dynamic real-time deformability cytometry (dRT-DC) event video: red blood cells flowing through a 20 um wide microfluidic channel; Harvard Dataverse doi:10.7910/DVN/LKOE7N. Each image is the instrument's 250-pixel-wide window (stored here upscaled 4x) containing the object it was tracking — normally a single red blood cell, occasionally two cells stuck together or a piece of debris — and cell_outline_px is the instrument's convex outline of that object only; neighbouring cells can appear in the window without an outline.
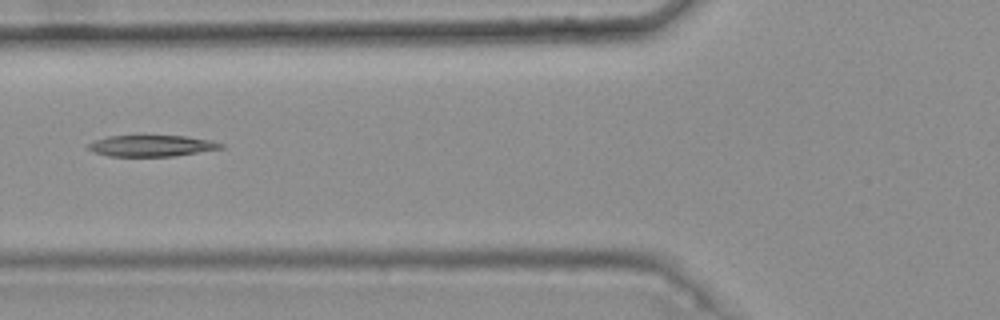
{"species": "common noctule bat (a hibernating species)", "species_latin": "Nyctalus noctula", "temperature_condition": "warm", "stored_images_in_passage": 6, "camera_frame_rate_fps": 3000, "um_per_image_px": 0.085, "animal": {"sex": "female", "body_mass_g": 25.1}, "frame": {"image": 1, "passage_image": 3, "time_ms": 0.667, "image_size_px": [1000, 320], "cell_outline_px": [[224, 148], [176, 156], [108, 156], [96, 152], [88, 148], [88, 144], [96, 140], [108, 136], [184, 136], [212, 140], [224, 144]], "centroid_in_image_um": [12.95, 12.39], "position_along_channel_um": 112.9, "area_um2": 16.3}}
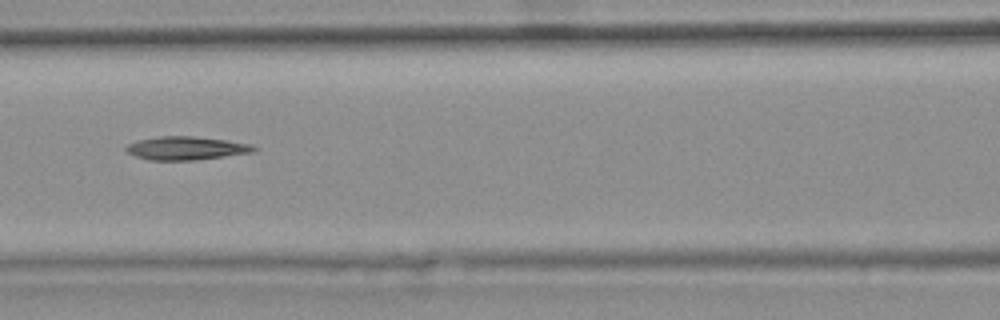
{"frame": {"image": 2, "passage_image": 4, "time_ms": 1.0, "image_size_px": [1000, 320], "cell_outline_px": [[260, 148], [252, 152], [196, 160], [148, 160], [136, 156], [128, 152], [124, 148], [128, 144], [140, 140], [160, 136], [192, 136], [224, 140], [252, 144]], "centroid_in_image_um": [15.84, 12.6], "position_along_channel_um": 150.8, "area_um2": 17.22}}